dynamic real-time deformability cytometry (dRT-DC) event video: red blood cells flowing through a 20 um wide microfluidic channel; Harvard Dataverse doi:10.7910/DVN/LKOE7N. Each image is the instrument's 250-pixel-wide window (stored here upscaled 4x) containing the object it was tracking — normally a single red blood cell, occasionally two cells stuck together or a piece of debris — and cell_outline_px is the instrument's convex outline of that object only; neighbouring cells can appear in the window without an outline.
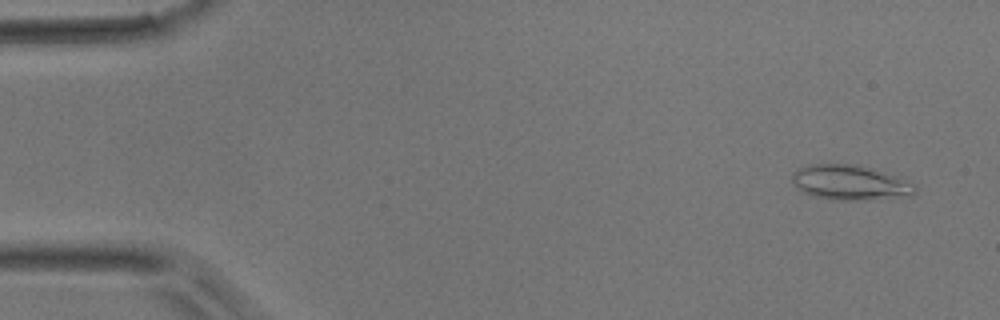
{"species": "common noctule bat (a hibernating species)", "species_latin": "Nyctalus noctula", "temperature_condition": "room temperature", "stored_images_in_passage": 46, "camera_frame_rate_fps": 3000, "um_per_image_px": 0.085, "animal": {"sex": "male", "body_mass_g": 17.9}, "frame": {"image": 1, "passage_image": 3, "time_ms": 0.667, "image_size_px": [1000, 320], "cell_outline_px": [[916, 192], [912, 196], [868, 200], [828, 200], [812, 196], [796, 188], [792, 180], [792, 172], [796, 168], [808, 164], [856, 164], [884, 172], [916, 184]], "centroid_in_image_um": [72.23, 15.53], "position_along_channel_um": 12.8, "area_um2": 25.43}}
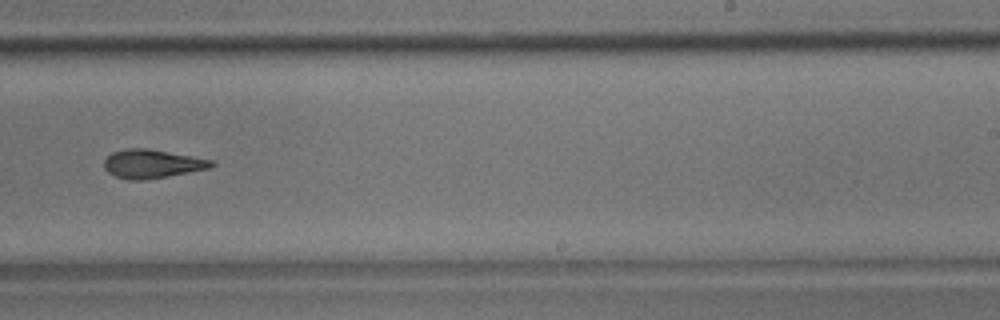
{"frame": {"image": 2, "passage_image": 31, "time_ms": 10.0, "image_size_px": [1000, 320], "cell_outline_px": [[216, 164], [208, 168], [168, 176], [144, 180], [128, 180], [116, 176], [108, 172], [104, 168], [104, 160], [112, 152], [128, 148], [144, 148], [212, 160]], "centroid_in_image_um": [12.88, 13.93], "position_along_channel_um": 276.1, "area_um2": 17.57}}
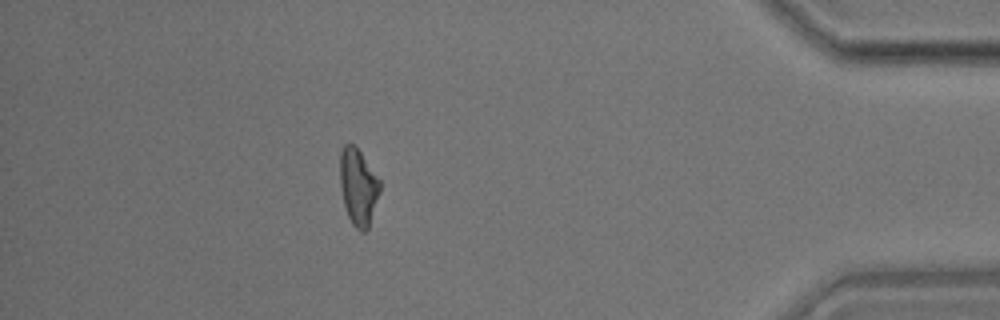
{"frame": {"image": 3, "passage_image": 44, "time_ms": 14.333, "image_size_px": [1000, 320], "cell_outline_px": [[380, 192], [368, 228], [364, 232], [360, 232], [352, 224], [348, 216], [344, 204], [340, 188], [340, 152], [344, 144], [352, 144], [360, 152], [380, 180]], "centroid_in_image_um": [30.44, 15.9], "position_along_channel_um": 404.8, "area_um2": 17.69}}